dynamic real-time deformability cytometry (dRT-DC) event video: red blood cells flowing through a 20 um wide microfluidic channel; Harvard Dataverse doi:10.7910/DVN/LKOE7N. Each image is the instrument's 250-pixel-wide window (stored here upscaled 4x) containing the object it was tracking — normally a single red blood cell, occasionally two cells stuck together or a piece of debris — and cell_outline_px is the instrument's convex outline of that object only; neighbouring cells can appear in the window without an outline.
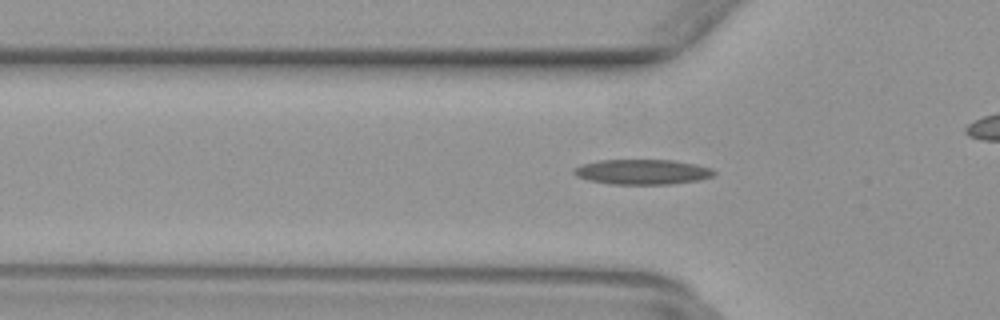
{"species": "common noctule bat (a hibernating species)", "species_latin": "Nyctalus noctula", "temperature_condition": "warm", "stored_images_in_passage": 26, "camera_frame_rate_fps": 3000, "um_per_image_px": 0.085, "animal": {"sex": "female", "body_mass_g": 29.2, "forearm_length_mm": 56.3}, "frame": {"image": 1, "passage_image": 2, "time_ms": 0.333, "image_size_px": [1000, 320], "cell_outline_px": [[716, 172], [712, 176], [700, 180], [672, 184], [612, 184], [588, 180], [576, 176], [572, 172], [572, 168], [580, 164], [600, 160], [672, 160], [696, 164], [712, 168]], "centroid_in_image_um": [54.58, 14.61], "position_along_channel_um": 71.2, "area_um2": 20.63}}
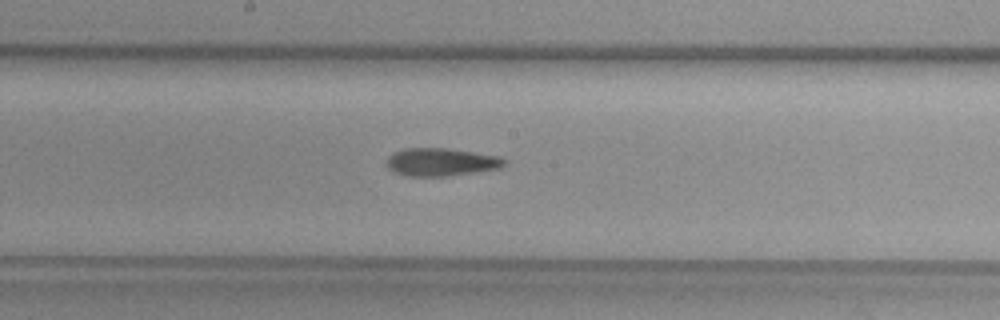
{"frame": {"image": 2, "passage_image": 12, "time_ms": 3.667, "image_size_px": [1000, 320], "cell_outline_px": [[504, 164], [500, 168], [476, 172], [444, 176], [408, 176], [396, 172], [388, 168], [388, 156], [392, 152], [404, 148], [448, 148], [500, 156], [504, 160]], "centroid_in_image_um": [37.48, 13.76], "position_along_channel_um": 210.7, "area_um2": 19.02}}
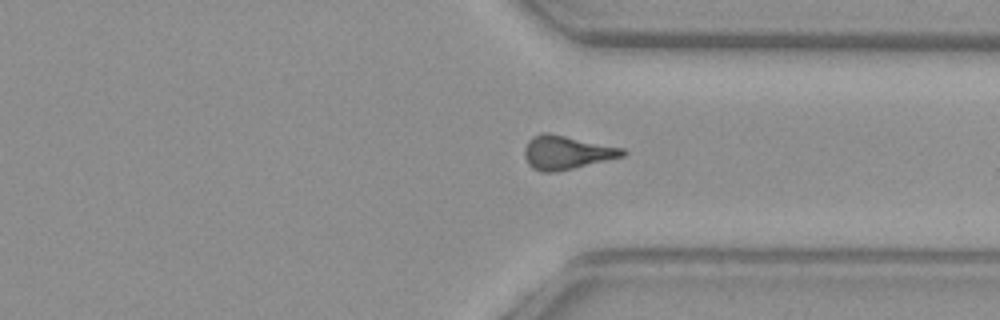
{"frame": {"image": 3, "passage_image": 23, "time_ms": 7.333, "image_size_px": [1000, 320], "cell_outline_px": [[628, 152], [624, 156], [608, 160], [556, 172], [540, 172], [532, 168], [528, 164], [524, 156], [524, 148], [528, 140], [532, 136], [544, 132], [548, 132], [624, 148]], "centroid_in_image_um": [48.14, 12.96], "position_along_channel_um": 363.3, "area_um2": 19.42}}